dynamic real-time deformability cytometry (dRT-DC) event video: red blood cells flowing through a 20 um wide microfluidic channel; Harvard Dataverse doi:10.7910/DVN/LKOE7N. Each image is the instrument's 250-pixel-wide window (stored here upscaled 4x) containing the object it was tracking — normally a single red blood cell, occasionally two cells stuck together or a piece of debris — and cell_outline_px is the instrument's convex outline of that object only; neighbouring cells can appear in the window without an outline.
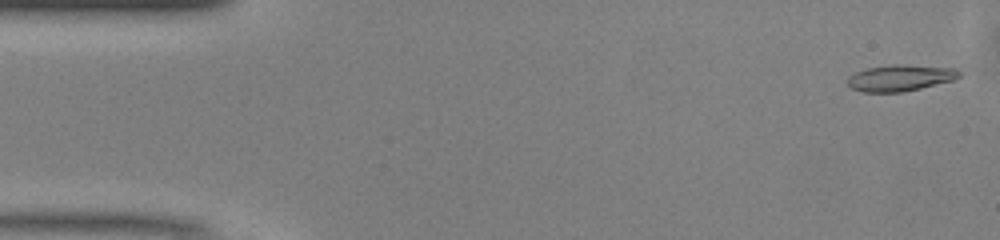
{"species": "common noctule bat (a hibernating species)", "species_latin": "Nyctalus noctula", "temperature_condition": "warm", "stored_images_in_passage": 48, "camera_frame_rate_fps": 3000, "um_per_image_px": 0.085, "animal": {"sex": "male", "body_mass_g": 13.0, "forearm_length_mm": 53.1}, "frame": {"image": 1, "passage_image": 1, "time_ms": 0.0, "image_size_px": [1000, 240], "cell_outline_px": [[960, 76], [956, 80], [920, 88], [900, 92], [864, 92], [852, 88], [848, 84], [848, 76], [856, 72], [868, 68], [892, 64], [904, 64], [956, 68], [960, 72]], "centroid_in_image_um": [76.56, 6.61], "position_along_channel_um": 8.4, "area_um2": 17.17}}
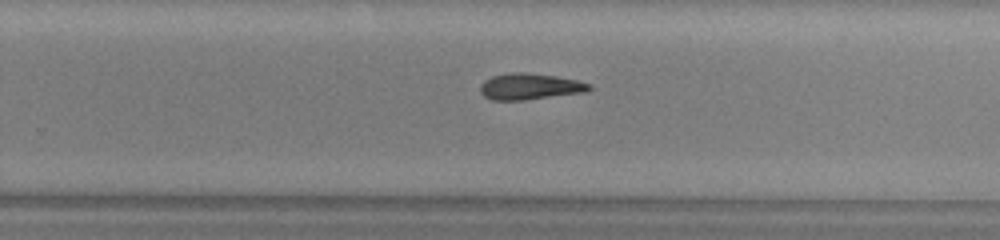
{"frame": {"image": 2, "passage_image": 30, "time_ms": 9.667, "image_size_px": [1000, 240], "cell_outline_px": [[592, 88], [588, 92], [524, 100], [492, 100], [484, 96], [480, 92], [480, 84], [484, 80], [492, 76], [512, 72], [524, 72], [556, 76], [576, 80], [592, 84]], "centroid_in_image_um": [45.05, 7.35], "position_along_channel_um": 284.8, "area_um2": 16.82}}
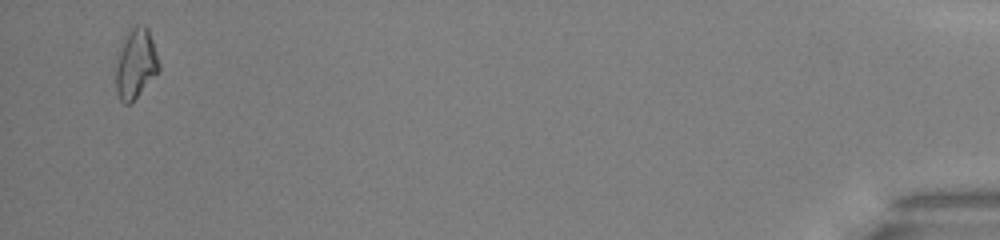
{"frame": {"image": 3, "passage_image": 47, "time_ms": 15.333, "image_size_px": [1000, 240], "cell_outline_px": [[160, 68], [132, 104], [124, 104], [120, 100], [116, 92], [116, 56], [128, 28], [136, 24], [144, 24], [148, 28], [160, 64]], "centroid_in_image_um": [11.51, 5.39], "position_along_channel_um": 423.7, "area_um2": 17.86}, "authors_computed_cell_mechanics": {"area_um2": 16.8198, "velocity_mm_per_s": 4.1283, "shape_relaxation_time_tau1_ms": null, "shape_relaxation_time_tau2_ms": 9.5398, "deformation_change_tau1": null, "deformation_change_tau2": 0.2214}}